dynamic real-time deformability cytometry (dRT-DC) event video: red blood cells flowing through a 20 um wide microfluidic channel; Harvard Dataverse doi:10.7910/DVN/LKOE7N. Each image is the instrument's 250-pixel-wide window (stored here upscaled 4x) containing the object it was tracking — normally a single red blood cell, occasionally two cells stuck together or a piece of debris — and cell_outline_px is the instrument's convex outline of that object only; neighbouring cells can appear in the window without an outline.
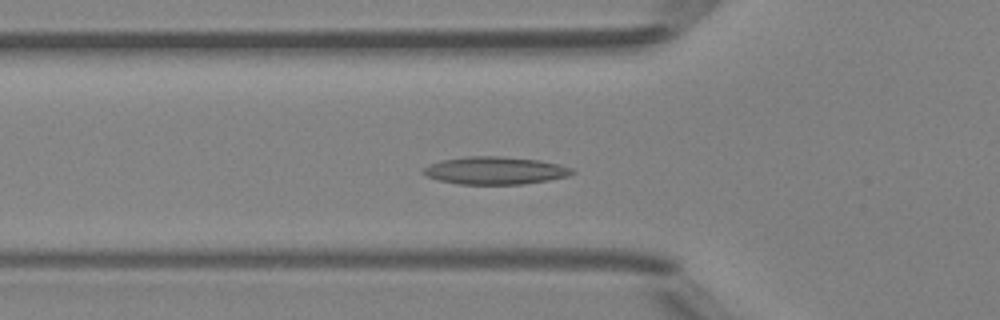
{"species": "Egyptian fruit bat (a non-hibernating species)", "species_latin": "Rousettus aegyptiacus", "temperature_condition": "room temperature", "stored_images_in_passage": 41, "camera_frame_rate_fps": 3000, "um_per_image_px": 0.085, "animal": {"sex": "female"}, "frame": {"image": 1, "passage_image": 9, "time_ms": 2.667, "image_size_px": [1000, 320], "cell_outline_px": [[576, 172], [568, 176], [548, 180], [524, 184], [460, 184], [440, 180], [424, 176], [420, 172], [420, 168], [428, 164], [444, 160], [468, 156], [500, 156], [540, 160], [560, 164], [572, 168]], "centroid_in_image_um": [42.06, 14.49], "position_along_channel_um": 83.7, "area_um2": 24.16}}
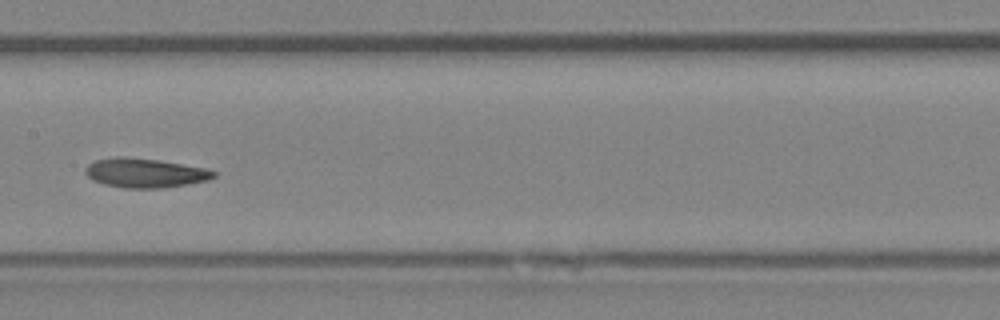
{"frame": {"image": 2, "passage_image": 17, "time_ms": 5.333, "image_size_px": [1000, 320], "cell_outline_px": [[216, 176], [208, 180], [164, 188], [124, 188], [104, 184], [92, 180], [84, 172], [84, 168], [88, 164], [96, 160], [116, 156], [124, 156], [156, 160], [204, 168], [216, 172]], "centroid_in_image_um": [12.27, 14.7], "position_along_channel_um": 195.1, "area_um2": 21.79}}
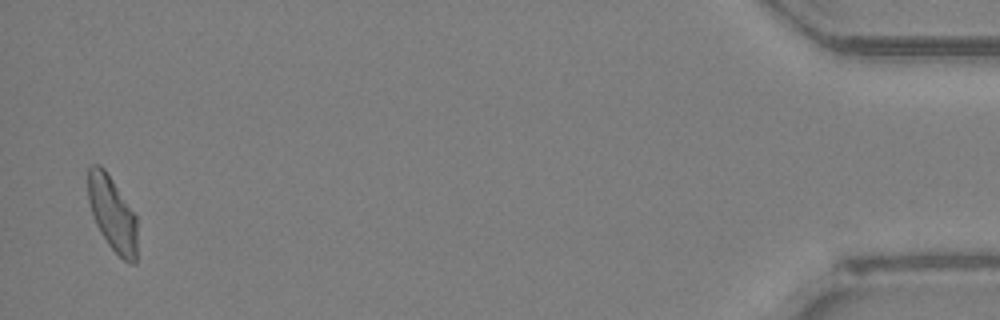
{"frame": {"image": 3, "passage_image": 40, "time_ms": 13.0, "image_size_px": [1000, 320], "cell_outline_px": [[136, 264], [132, 264], [124, 260], [108, 244], [100, 232], [96, 224], [88, 200], [88, 168], [92, 164], [100, 164], [104, 168], [136, 216]], "centroid_in_image_um": [9.54, 18.16], "position_along_channel_um": 425.7, "area_um2": 21.04}, "authors_computed_cell_mechanics": {"area_um2": 21.9062, "velocity_mm_per_s": 4.1874, "shape_relaxation_time_tau1_ms": 7.834, "shape_relaxation_time_tau2_ms": 4.9041, "deformation_change_tau1": 0.1721, "deformation_change_tau2": 0.135}}